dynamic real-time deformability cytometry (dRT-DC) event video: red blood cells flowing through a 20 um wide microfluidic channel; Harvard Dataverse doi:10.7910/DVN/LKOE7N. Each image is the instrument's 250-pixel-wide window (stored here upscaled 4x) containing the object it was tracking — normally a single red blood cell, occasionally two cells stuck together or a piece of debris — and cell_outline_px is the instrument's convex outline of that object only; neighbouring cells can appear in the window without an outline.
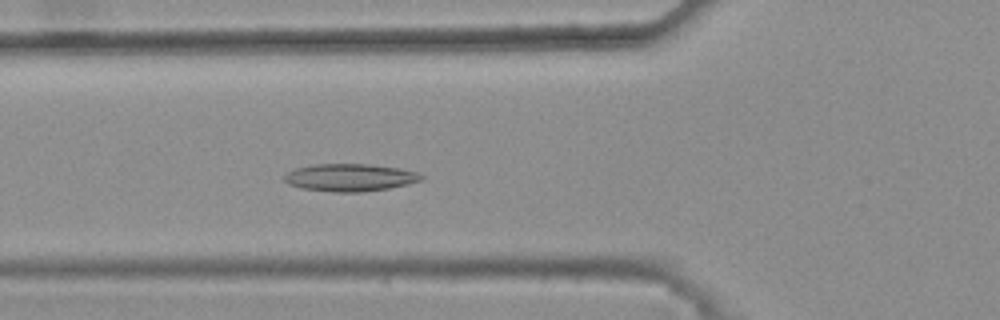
{"species": "common noctule bat (a hibernating species)", "species_latin": "Nyctalus noctula", "temperature_condition": "warm", "stored_images_in_passage": 44, "camera_frame_rate_fps": 3000, "um_per_image_px": 0.085, "animal": {"sex": "female", "body_mass_g": 25.1}, "frame": {"image": 1, "passage_image": 18, "time_ms": 5.667, "image_size_px": [1000, 320], "cell_outline_px": [[424, 180], [408, 184], [388, 188], [360, 192], [332, 192], [300, 188], [288, 184], [284, 180], [284, 176], [288, 172], [296, 168], [312, 164], [368, 164], [400, 168], [416, 172], [424, 176]], "centroid_in_image_um": [29.75, 15.09], "position_along_channel_um": 96.1, "area_um2": 22.02}}
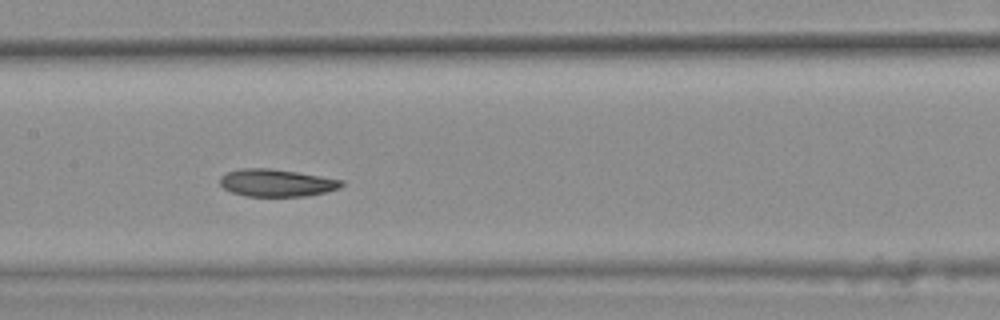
{"frame": {"image": 2, "passage_image": 25, "time_ms": 8.0, "image_size_px": [1000, 320], "cell_outline_px": [[344, 184], [340, 188], [328, 192], [304, 196], [244, 196], [232, 192], [224, 188], [220, 184], [220, 176], [228, 172], [240, 168], [272, 168], [344, 180]], "centroid_in_image_um": [23.52, 15.54], "position_along_channel_um": 183.9, "area_um2": 19.48}}
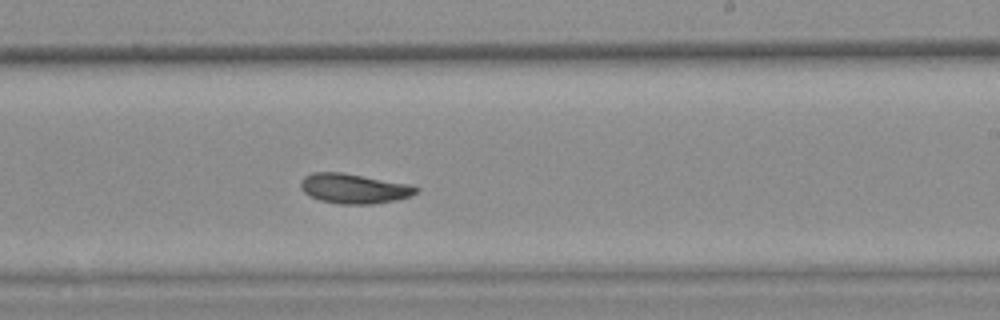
{"frame": {"image": 3, "passage_image": 31, "time_ms": 10.0, "image_size_px": [1000, 320], "cell_outline_px": [[420, 188], [416, 192], [408, 196], [396, 200], [372, 204], [340, 204], [320, 200], [308, 196], [300, 188], [300, 184], [304, 176], [312, 172], [340, 172], [412, 184]], "centroid_in_image_um": [30.07, 16.02], "position_along_channel_um": 258.9, "area_um2": 20.11}, "authors_computed_cell_mechanics": {"area_um2": 20.2589, "velocity_mm_per_s": 3.7604, "shape_relaxation_time_tau1_ms": null, "shape_relaxation_time_tau2_ms": 4.2172, "deformation_change_tau1": null, "deformation_change_tau2": 0.0945}}